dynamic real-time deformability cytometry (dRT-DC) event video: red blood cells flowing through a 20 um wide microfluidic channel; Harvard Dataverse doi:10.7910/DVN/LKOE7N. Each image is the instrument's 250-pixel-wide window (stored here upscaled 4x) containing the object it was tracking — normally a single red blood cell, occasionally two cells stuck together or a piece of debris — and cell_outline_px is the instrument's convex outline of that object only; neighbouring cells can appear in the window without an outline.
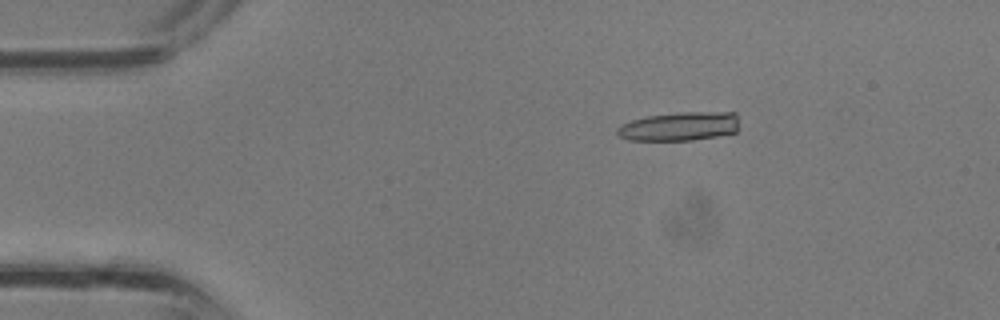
{"species": "common noctule bat (a hibernating species)", "species_latin": "Nyctalus noctula", "temperature_condition": "room temperature", "stored_images_in_passage": 16, "camera_frame_rate_fps": 3000, "um_per_image_px": 0.085, "animal": {"sex": "male", "body_mass_g": 13.3}, "frame": {"image": 1, "passage_image": 1, "time_ms": 0.0, "image_size_px": [1000, 320], "cell_outline_px": [[736, 132], [716, 136], [692, 140], [628, 140], [616, 136], [616, 128], [620, 124], [632, 120], [648, 116], [680, 112], [736, 112]], "centroid_in_image_um": [57.69, 10.74], "position_along_channel_um": 27.3, "area_um2": 20.46}}
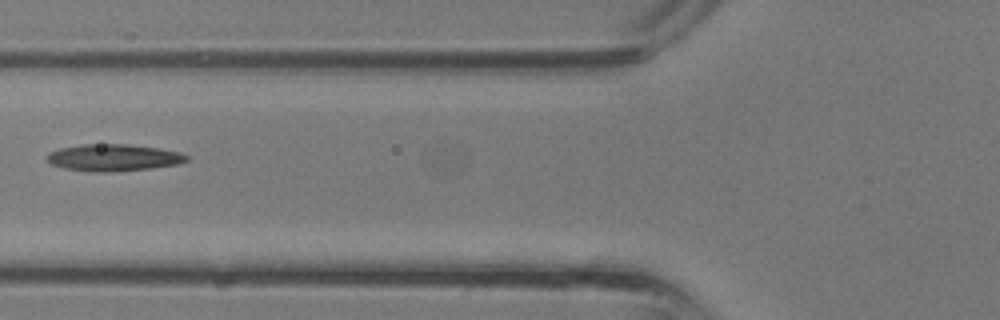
{"frame": {"image": 2, "passage_image": 9, "time_ms": 2.667, "image_size_px": [1000, 320], "cell_outline_px": [[188, 160], [176, 164], [152, 168], [108, 172], [92, 172], [64, 168], [52, 164], [48, 160], [48, 152], [60, 148], [84, 144], [128, 144], [156, 148], [180, 152], [188, 156]], "centroid_in_image_um": [9.64, 13.4], "position_along_channel_um": 116.2, "area_um2": 21.68}}
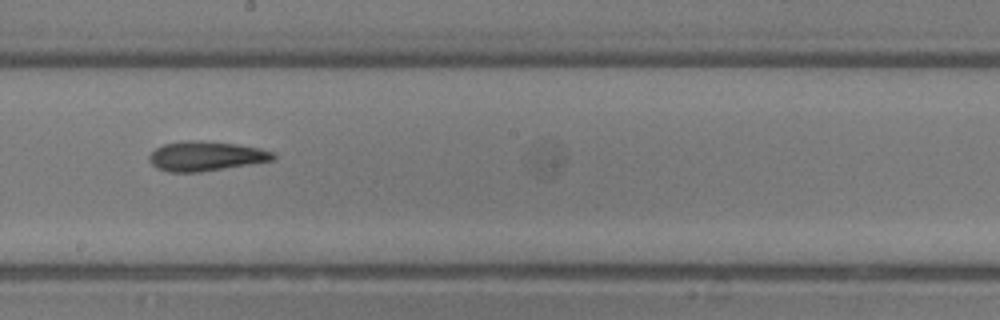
{"frame": {"image": 3, "passage_image": 15, "time_ms": 4.667, "image_size_px": [1000, 320], "cell_outline_px": [[276, 156], [272, 160], [200, 172], [168, 172], [156, 168], [148, 160], [148, 156], [156, 148], [164, 144], [188, 140], [200, 140], [236, 144], [260, 148], [276, 152]], "centroid_in_image_um": [17.47, 13.26], "position_along_channel_um": 230.7, "area_um2": 21.33}}